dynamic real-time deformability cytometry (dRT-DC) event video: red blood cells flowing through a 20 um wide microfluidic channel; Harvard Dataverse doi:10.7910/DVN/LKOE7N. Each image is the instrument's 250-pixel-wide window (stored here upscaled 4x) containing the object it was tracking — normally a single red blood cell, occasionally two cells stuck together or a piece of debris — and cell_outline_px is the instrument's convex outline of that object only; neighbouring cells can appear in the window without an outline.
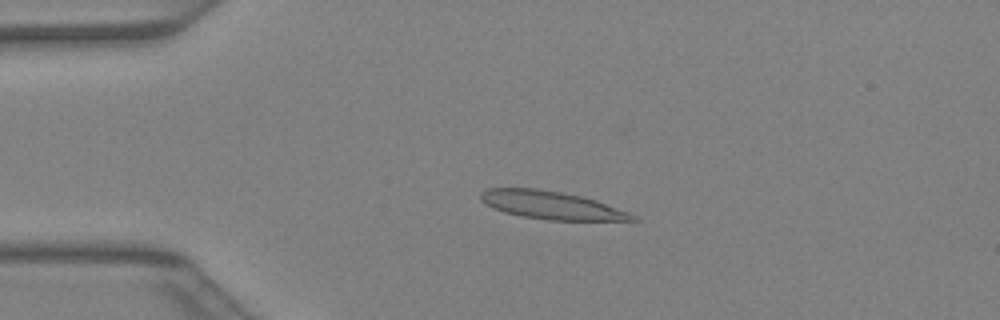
{"species": "Egyptian fruit bat (a non-hibernating species)", "species_latin": "Rousettus aegyptiacus", "temperature_condition": "warm", "stored_images_in_passage": 40, "camera_frame_rate_fps": 3000, "um_per_image_px": 0.085, "animal": {"sex": "female"}, "frame": {"image": 1, "passage_image": 9, "time_ms": 2.667, "image_size_px": [1000, 320], "cell_outline_px": [[640, 220], [548, 220], [524, 216], [504, 212], [492, 208], [480, 200], [480, 192], [488, 188], [536, 188], [560, 192], [580, 196], [596, 200], [628, 212], [636, 216]], "centroid_in_image_um": [46.83, 17.43], "position_along_channel_um": 38.2, "area_um2": 24.51}}
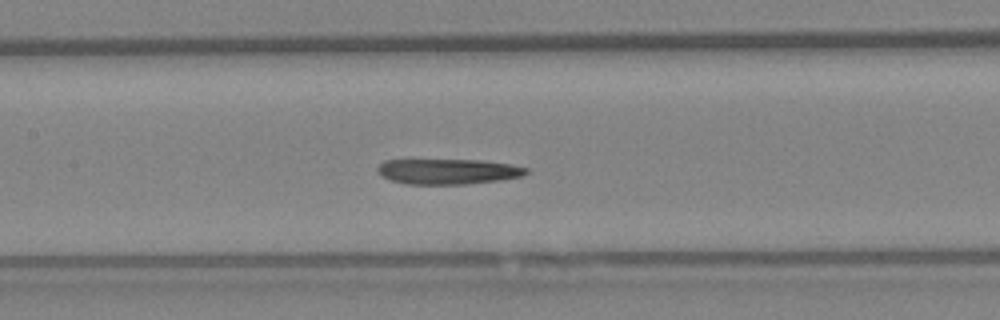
{"frame": {"image": 2, "passage_image": 19, "time_ms": 6.0, "image_size_px": [1000, 320], "cell_outline_px": [[528, 172], [520, 176], [496, 180], [464, 184], [408, 184], [392, 180], [384, 176], [376, 168], [384, 160], [480, 160], [508, 164], [528, 168]], "centroid_in_image_um": [38.06, 14.57], "position_along_channel_um": 169.3, "area_um2": 21.5}}
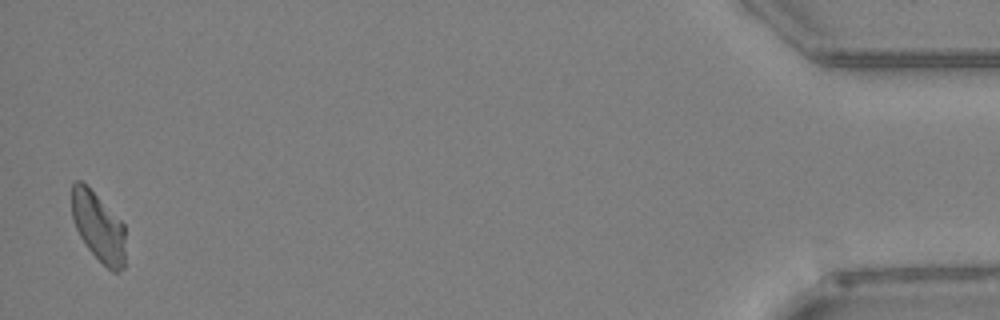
{"frame": {"image": 3, "passage_image": 40, "time_ms": 13.0, "image_size_px": [1000, 320], "cell_outline_px": [[124, 268], [120, 272], [112, 272], [88, 248], [80, 236], [76, 228], [72, 216], [72, 184], [76, 180], [80, 180], [124, 224]], "centroid_in_image_um": [8.36, 19.32], "position_along_channel_um": 426.8, "area_um2": 21.04}}